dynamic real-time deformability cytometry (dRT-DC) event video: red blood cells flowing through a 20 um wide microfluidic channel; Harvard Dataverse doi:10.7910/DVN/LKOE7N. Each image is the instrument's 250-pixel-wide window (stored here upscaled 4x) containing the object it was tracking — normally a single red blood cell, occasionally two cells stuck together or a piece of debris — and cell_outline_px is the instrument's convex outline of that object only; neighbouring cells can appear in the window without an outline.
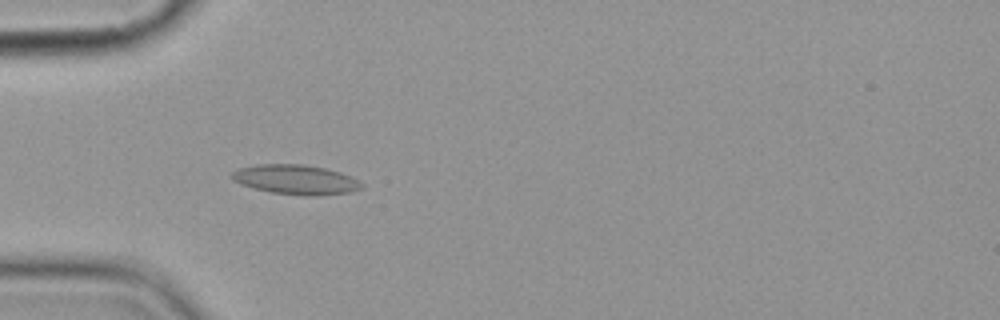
{"species": "common noctule bat (a hibernating species)", "species_latin": "Nyctalus noctula", "temperature_condition": "cold", "stored_images_in_passage": 5, "camera_frame_rate_fps": 3000, "um_per_image_px": 0.085, "animal": {"sex": "female", "body_mass_g": 19.9}, "frame": {"image": 1, "passage_image": 3, "time_ms": 2.333, "image_size_px": [1000, 320], "cell_outline_px": [[364, 188], [348, 192], [316, 196], [304, 196], [272, 192], [240, 184], [232, 180], [228, 176], [232, 172], [240, 168], [256, 164], [304, 164], [324, 168], [340, 172], [364, 184]], "centroid_in_image_um": [25.11, 15.26], "position_along_channel_um": 59.9, "area_um2": 22.37}}
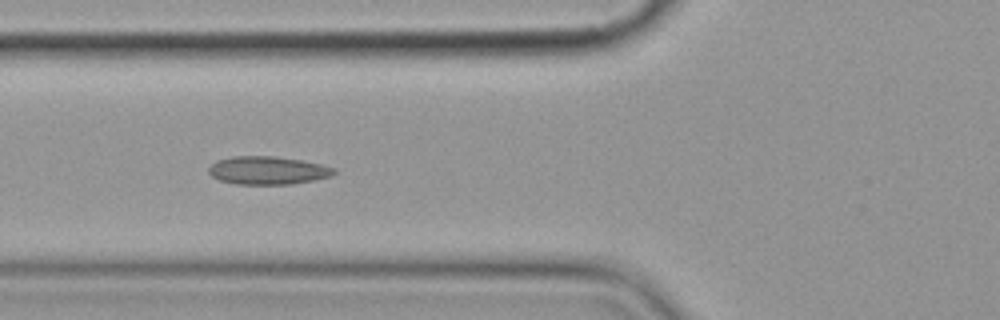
{"frame": {"image": 2, "passage_image": 4, "time_ms": 3.667, "image_size_px": [1000, 320], "cell_outline_px": [[336, 172], [332, 176], [292, 184], [236, 184], [220, 180], [212, 176], [208, 172], [208, 168], [216, 160], [232, 156], [272, 156], [300, 160], [320, 164], [336, 168]], "centroid_in_image_um": [22.74, 14.48], "position_along_channel_um": 103.1, "area_um2": 20.46}}
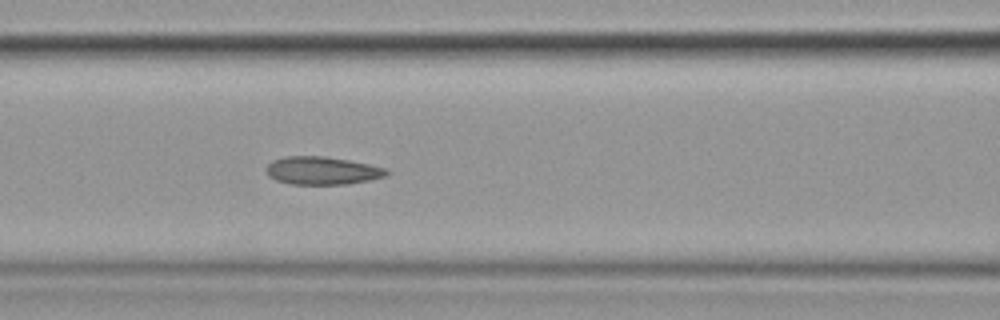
{"frame": {"image": 3, "passage_image": 5, "time_ms": 4.667, "image_size_px": [1000, 320], "cell_outline_px": [[388, 172], [384, 176], [368, 180], [348, 184], [292, 184], [276, 180], [268, 176], [268, 164], [272, 160], [284, 156], [324, 156], [348, 160], [368, 164], [384, 168]], "centroid_in_image_um": [27.34, 14.5], "position_along_channel_um": 139.3, "area_um2": 19.31}}